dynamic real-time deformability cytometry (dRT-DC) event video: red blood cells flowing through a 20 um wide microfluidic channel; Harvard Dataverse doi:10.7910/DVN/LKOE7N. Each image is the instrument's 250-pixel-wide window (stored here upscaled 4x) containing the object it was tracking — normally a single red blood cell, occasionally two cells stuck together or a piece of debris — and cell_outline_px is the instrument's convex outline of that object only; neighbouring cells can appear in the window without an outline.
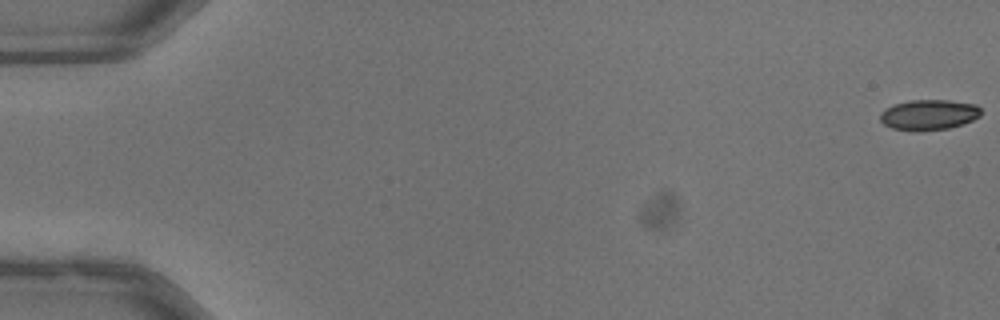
{"species": "common noctule bat (a hibernating species)", "species_latin": "Nyctalus noctula", "temperature_condition": "warm", "stored_images_in_passage": 53, "camera_frame_rate_fps": 3000, "um_per_image_px": 0.085, "animal": {"sex": "male", "body_mass_g": 13.3}, "frame": {"image": 1, "passage_image": 1, "time_ms": 0.0, "image_size_px": [1000, 320], "cell_outline_px": [[980, 116], [964, 124], [948, 128], [892, 128], [884, 124], [880, 120], [880, 112], [884, 108], [892, 104], [908, 100], [948, 100], [976, 104], [980, 108]], "centroid_in_image_um": [78.95, 9.7], "position_along_channel_um": 6.0, "area_um2": 17.34}}
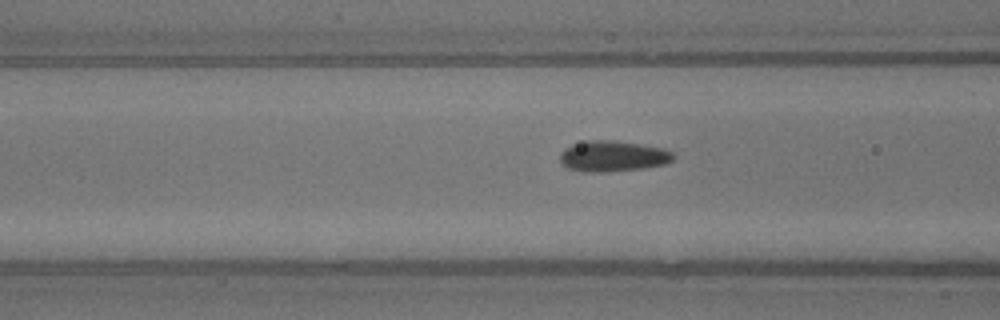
{"frame": {"image": 2, "passage_image": 22, "time_ms": 7.0, "image_size_px": [1000, 320], "cell_outline_px": [[676, 156], [672, 160], [664, 164], [644, 168], [600, 172], [580, 172], [568, 168], [560, 164], [560, 152], [564, 148], [572, 144], [588, 140], [608, 140], [664, 148], [672, 152]], "centroid_in_image_um": [52.04, 13.28], "position_along_channel_um": 114.6, "area_um2": 20.35}}
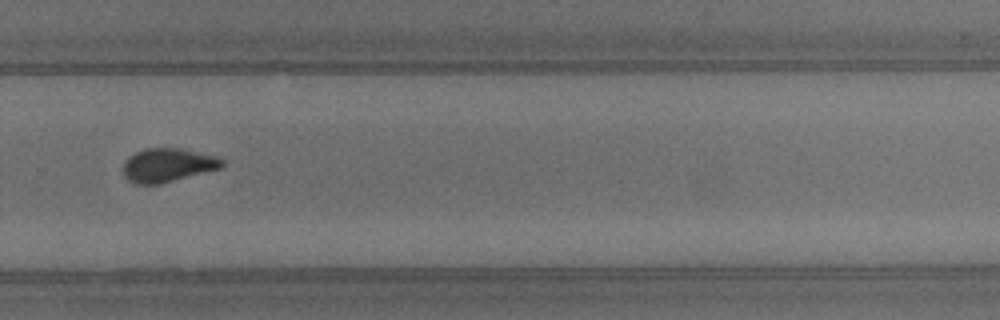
{"frame": {"image": 3, "passage_image": 37, "time_ms": 12.0, "image_size_px": [1000, 320], "cell_outline_px": [[224, 164], [220, 168], [160, 184], [136, 184], [128, 180], [124, 176], [124, 160], [128, 156], [144, 148], [180, 148], [216, 156], [224, 160]], "centroid_in_image_um": [14.23, 14.03], "position_along_channel_um": 315.6, "area_um2": 19.36}, "authors_computed_cell_mechanics": {"area_um2": 19.363, "velocity_mm_per_s": 4.0341, "shape_relaxation_time_tau1_ms": null, "shape_relaxation_time_tau2_ms": 0.8881, "deformation_change_tau1": null, "deformation_change_tau2": 0.0321}}